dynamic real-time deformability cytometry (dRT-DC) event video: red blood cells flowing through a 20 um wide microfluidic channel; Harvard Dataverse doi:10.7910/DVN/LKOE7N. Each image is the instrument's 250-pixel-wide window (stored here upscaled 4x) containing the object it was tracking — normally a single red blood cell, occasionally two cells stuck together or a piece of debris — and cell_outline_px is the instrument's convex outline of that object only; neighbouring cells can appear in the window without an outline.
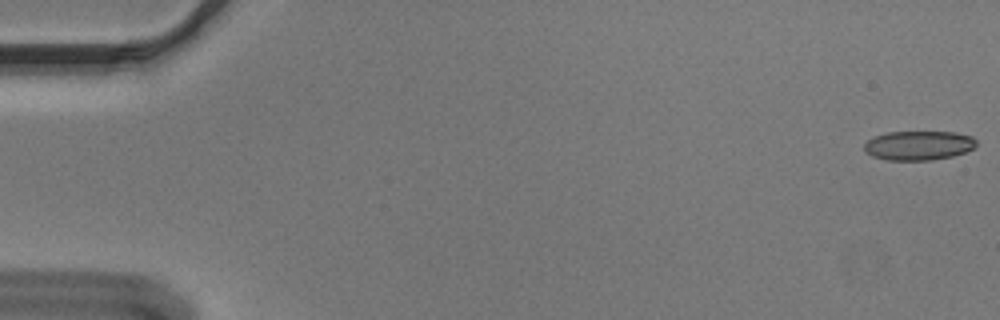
{"species": "Egyptian fruit bat (a non-hibernating species)", "species_latin": "Rousettus aegyptiacus", "temperature_condition": "cold", "stored_images_in_passage": 32, "camera_frame_rate_fps": 3000, "um_per_image_px": 0.085, "animal": {"sex": "male"}, "frame": {"image": 1, "passage_image": 1, "time_ms": 0.0, "image_size_px": [1000, 320], "cell_outline_px": [[976, 144], [972, 148], [964, 152], [952, 156], [932, 160], [888, 160], [872, 156], [864, 152], [864, 144], [868, 140], [876, 136], [888, 132], [956, 132], [972, 136], [976, 140]], "centroid_in_image_um": [78.07, 12.36], "position_along_channel_um": 6.9, "area_um2": 19.07}}
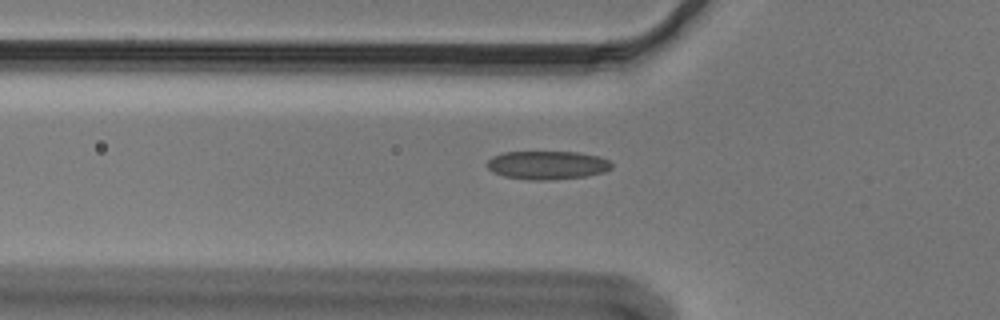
{"frame": {"image": 2, "passage_image": 19, "time_ms": 6.0, "image_size_px": [1000, 320], "cell_outline_px": [[612, 168], [604, 172], [588, 176], [548, 180], [528, 180], [504, 176], [492, 172], [488, 168], [488, 160], [492, 156], [504, 152], [576, 152], [600, 156], [608, 160], [612, 164]], "centroid_in_image_um": [46.53, 14.04], "position_along_channel_um": 79.3, "area_um2": 20.75}}
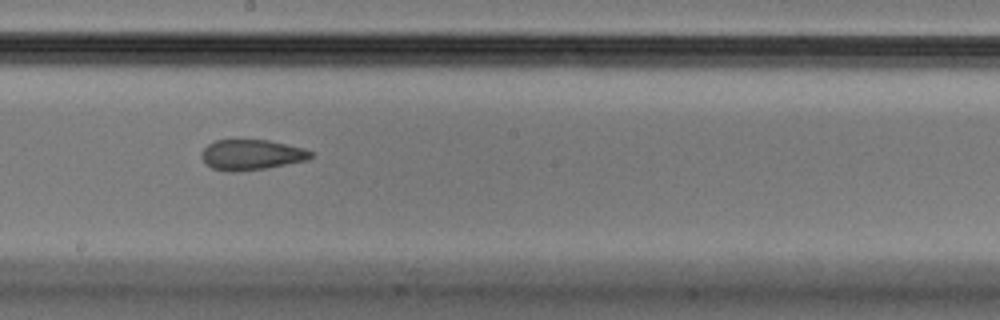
{"frame": {"image": 3, "passage_image": 31, "time_ms": 10.0, "image_size_px": [1000, 320], "cell_outline_px": [[312, 156], [308, 160], [264, 168], [240, 172], [228, 172], [212, 168], [204, 164], [200, 156], [200, 152], [208, 144], [216, 140], [268, 140], [304, 148], [312, 152]], "centroid_in_image_um": [21.32, 13.16], "position_along_channel_um": 226.9, "area_um2": 19.48}}